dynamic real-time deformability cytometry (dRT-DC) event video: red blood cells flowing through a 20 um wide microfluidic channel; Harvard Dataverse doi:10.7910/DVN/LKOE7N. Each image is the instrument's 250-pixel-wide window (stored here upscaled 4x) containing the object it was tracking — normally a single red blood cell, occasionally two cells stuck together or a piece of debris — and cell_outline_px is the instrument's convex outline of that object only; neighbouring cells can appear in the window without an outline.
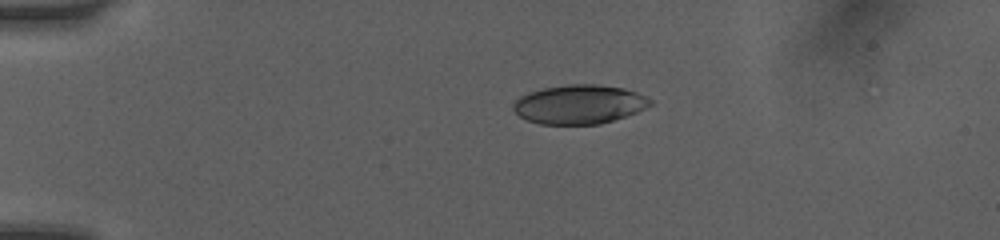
{"species": "human", "species_latin": "Homo sapiens", "temperature_condition": "room temperature", "stored_images_in_passage": 5, "camera_frame_rate_fps": 3000, "um_per_image_px": 0.085, "donor": {"sex": "female"}, "frame": {"image": 1, "passage_image": 2, "time_ms": 0.667, "image_size_px": [1000, 240], "cell_outline_px": [[652, 104], [636, 112], [600, 124], [540, 124], [528, 120], [520, 116], [512, 108], [512, 104], [516, 100], [528, 92], [544, 88], [568, 84], [596, 84], [624, 88], [636, 92], [652, 100]], "centroid_in_image_um": [49.22, 8.86], "position_along_channel_um": 35.8, "area_um2": 30.92}}
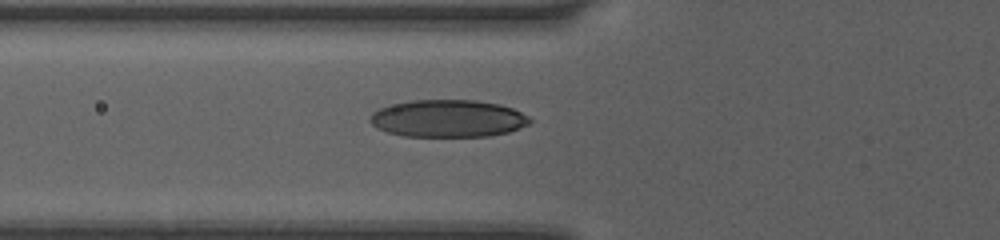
{"frame": {"image": 2, "passage_image": 5, "time_ms": 3.333, "image_size_px": [1000, 240], "cell_outline_px": [[532, 120], [528, 124], [520, 128], [508, 132], [488, 136], [404, 136], [388, 132], [376, 128], [368, 120], [368, 116], [372, 112], [380, 108], [412, 100], [476, 100], [500, 104], [512, 108], [528, 116]], "centroid_in_image_um": [38.07, 10.07], "position_along_channel_um": 87.7, "area_um2": 34.74}}